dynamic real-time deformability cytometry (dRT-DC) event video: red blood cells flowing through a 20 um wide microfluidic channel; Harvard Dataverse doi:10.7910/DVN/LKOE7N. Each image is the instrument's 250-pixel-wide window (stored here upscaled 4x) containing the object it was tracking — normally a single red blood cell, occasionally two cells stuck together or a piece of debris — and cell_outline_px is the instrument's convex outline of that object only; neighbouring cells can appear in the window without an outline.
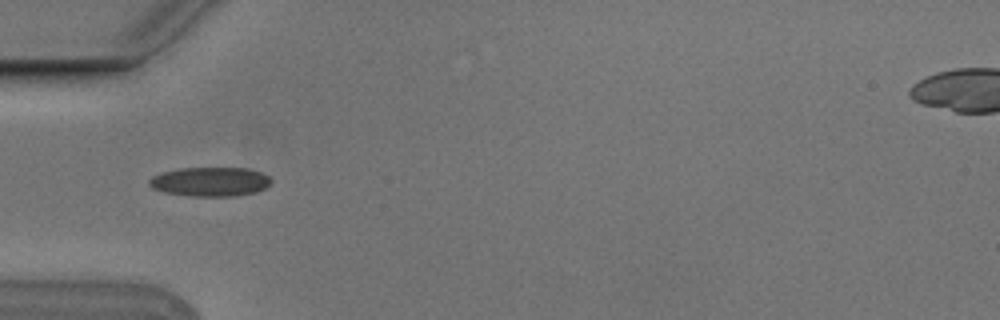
{"species": "Egyptian fruit bat (a non-hibernating species)", "species_latin": "Rousettus aegyptiacus", "temperature_condition": "cold", "stored_images_in_passage": 5, "camera_frame_rate_fps": 3000, "um_per_image_px": 0.085, "animal": {"sex": "male"}, "frame": {"image": 1, "passage_image": 5, "time_ms": 1.333, "image_size_px": [1000, 320], "cell_outline_px": [[272, 180], [264, 188], [256, 192], [232, 196], [188, 196], [164, 192], [152, 188], [148, 184], [148, 180], [152, 176], [160, 172], [180, 168], [248, 168], [260, 172], [268, 176]], "centroid_in_image_um": [17.81, 15.44], "position_along_channel_um": 67.2, "area_um2": 20.81}}